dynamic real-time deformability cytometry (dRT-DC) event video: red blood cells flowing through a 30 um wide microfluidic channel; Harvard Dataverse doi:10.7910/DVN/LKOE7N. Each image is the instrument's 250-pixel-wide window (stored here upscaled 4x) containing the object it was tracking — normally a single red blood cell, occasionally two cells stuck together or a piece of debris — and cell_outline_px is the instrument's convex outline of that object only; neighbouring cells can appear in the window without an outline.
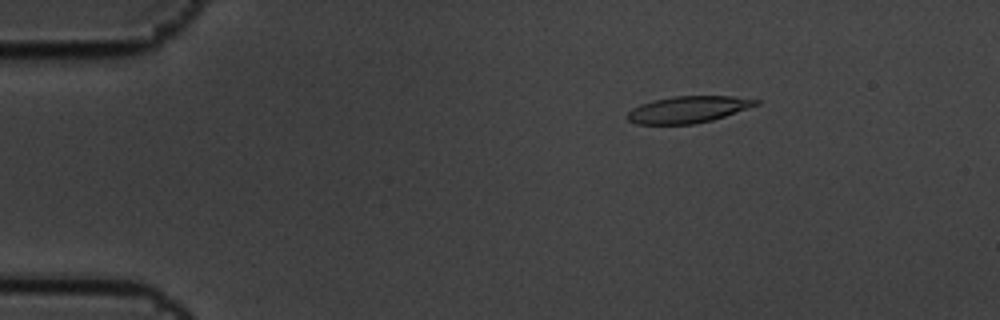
{"species": "common noctule bat (a hibernating species)", "species_latin": "Nyctalus noctula", "temperature_condition": "cold", "stored_images_in_passage": 6, "camera_frame_rate_fps": 3000, "um_per_image_px": 0.085, "animal": {"sex": "male", "body_mass_g": 19.5, "forearm_length_mm": 54.6}, "frame": {"image": 1, "passage_image": 3, "time_ms": 0.667, "image_size_px": [1000, 320], "cell_outline_px": [[760, 104], [712, 120], [696, 124], [636, 124], [628, 120], [624, 116], [632, 108], [640, 104], [672, 96], [732, 96], [760, 100]], "centroid_in_image_um": [58.46, 9.31], "position_along_channel_um": 26.5, "area_um2": 20.0}}